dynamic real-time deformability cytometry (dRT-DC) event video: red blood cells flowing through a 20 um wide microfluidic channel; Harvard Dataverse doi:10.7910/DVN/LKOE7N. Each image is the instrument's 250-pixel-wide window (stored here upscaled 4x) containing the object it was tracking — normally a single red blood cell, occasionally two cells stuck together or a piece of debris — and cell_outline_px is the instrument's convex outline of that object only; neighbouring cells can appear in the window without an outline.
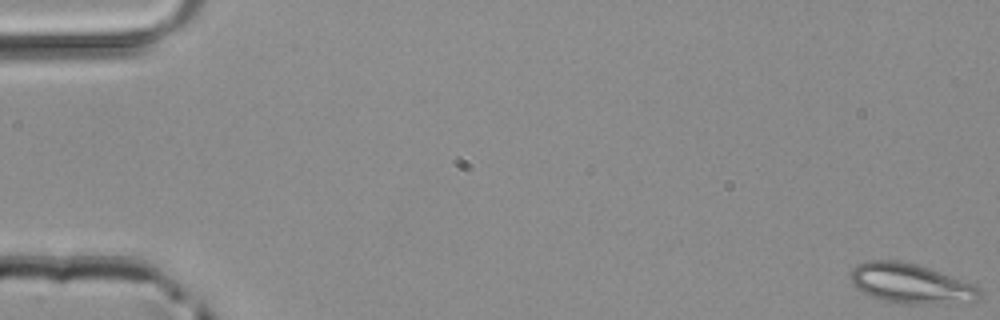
{"species": "common noctule bat (a hibernating species)", "species_latin": "Nyctalus noctula", "temperature_condition": "room temperature", "stored_images_in_passage": 51, "camera_frame_rate_fps": 3000, "um_per_image_px": 0.085, "animal": {"sex": "male", "body_mass_g": 20.4}, "frame": {"image": 1, "passage_image": 1, "time_ms": 0.0, "image_size_px": [1000, 320], "cell_outline_px": [[980, 296], [976, 300], [956, 304], [900, 304], [884, 300], [872, 296], [856, 288], [852, 284], [852, 268], [856, 264], [868, 260], [896, 260], [916, 264], [976, 284], [980, 288]], "centroid_in_image_um": [77.45, 24.11], "position_along_channel_um": 7.5, "area_um2": 30.11}}
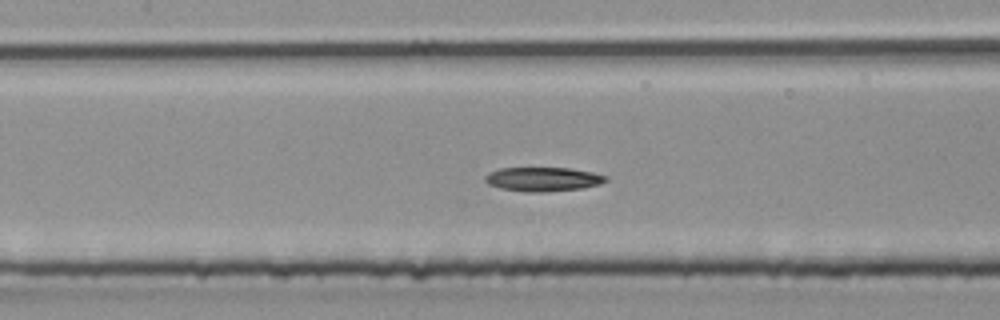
{"frame": {"image": 2, "passage_image": 24, "time_ms": 7.667, "image_size_px": [1000, 320], "cell_outline_px": [[608, 180], [600, 184], [584, 188], [544, 192], [528, 192], [500, 188], [488, 184], [484, 180], [484, 176], [488, 172], [500, 168], [572, 168], [592, 172], [608, 176]], "centroid_in_image_um": [46.16, 15.23], "position_along_channel_um": 161.2, "area_um2": 17.11}}
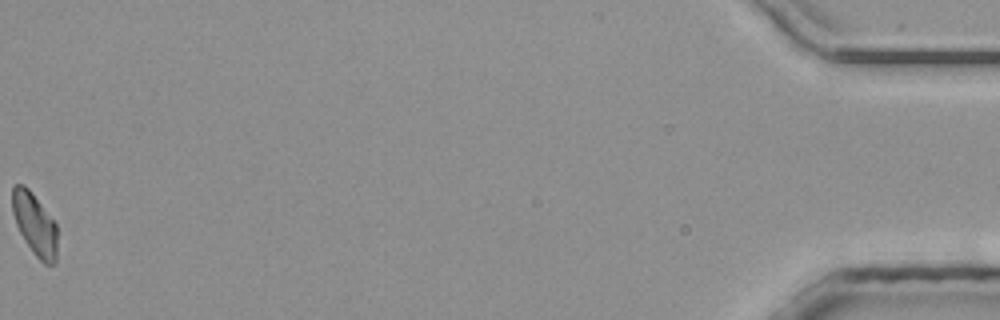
{"frame": {"image": 3, "passage_image": 51, "time_ms": 16.667, "image_size_px": [1000, 320], "cell_outline_px": [[56, 260], [52, 264], [44, 264], [32, 252], [24, 240], [16, 224], [12, 212], [12, 184], [24, 184], [32, 192], [56, 224]], "centroid_in_image_um": [2.92, 19.03], "position_along_channel_um": 432.3, "area_um2": 16.24}}